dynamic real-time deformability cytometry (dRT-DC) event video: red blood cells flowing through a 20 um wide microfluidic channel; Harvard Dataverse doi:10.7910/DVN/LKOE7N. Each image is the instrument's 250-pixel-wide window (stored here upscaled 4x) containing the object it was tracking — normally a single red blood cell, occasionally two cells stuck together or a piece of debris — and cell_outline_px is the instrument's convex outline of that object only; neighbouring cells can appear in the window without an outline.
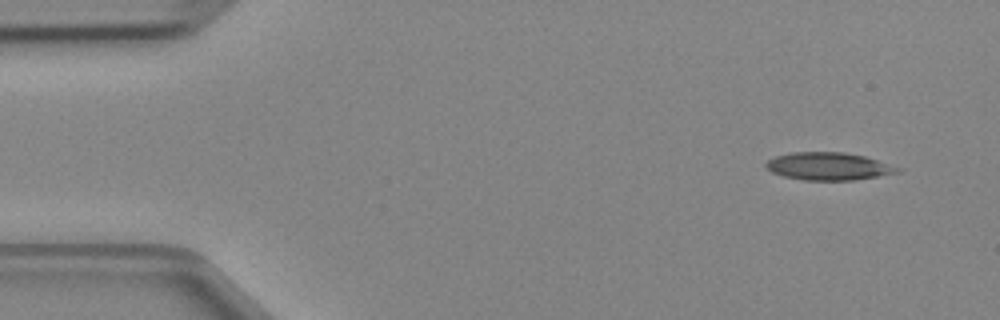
{"species": "Egyptian fruit bat (a non-hibernating species)", "species_latin": "Rousettus aegyptiacus", "temperature_condition": "cold", "stored_images_in_passage": 4, "camera_frame_rate_fps": 3000, "um_per_image_px": 0.085, "animal": {"sex": "female"}, "frame": {"image": 1, "passage_image": 1, "time_ms": 0.0, "image_size_px": [1000, 320], "cell_outline_px": [[904, 168], [900, 172], [852, 180], [804, 180], [784, 176], [772, 172], [764, 168], [764, 164], [768, 160], [776, 156], [792, 152], [844, 152], [864, 156]], "centroid_in_image_um": [70.42, 14.13], "position_along_channel_um": 14.6, "area_um2": 21.21}}
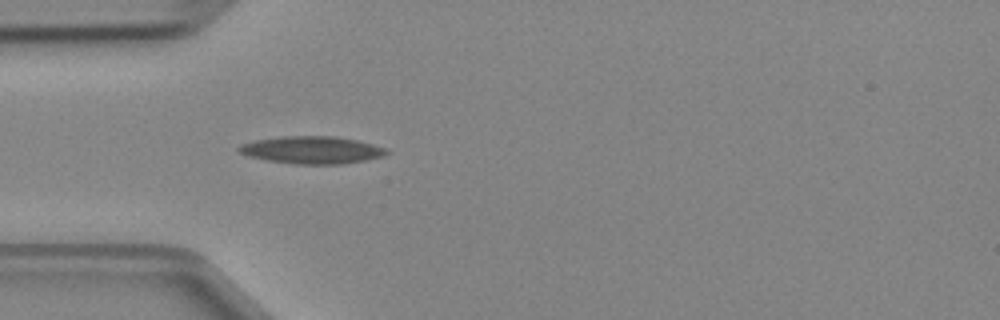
{"frame": {"image": 2, "passage_image": 4, "time_ms": 1.0, "image_size_px": [1000, 320], "cell_outline_px": [[392, 152], [384, 156], [344, 164], [292, 164], [268, 160], [248, 156], [240, 152], [236, 148], [240, 144], [256, 140], [284, 136], [336, 136], [356, 140], [372, 144], [384, 148]], "centroid_in_image_um": [26.52, 12.75], "position_along_channel_um": 58.5, "area_um2": 23.58}}